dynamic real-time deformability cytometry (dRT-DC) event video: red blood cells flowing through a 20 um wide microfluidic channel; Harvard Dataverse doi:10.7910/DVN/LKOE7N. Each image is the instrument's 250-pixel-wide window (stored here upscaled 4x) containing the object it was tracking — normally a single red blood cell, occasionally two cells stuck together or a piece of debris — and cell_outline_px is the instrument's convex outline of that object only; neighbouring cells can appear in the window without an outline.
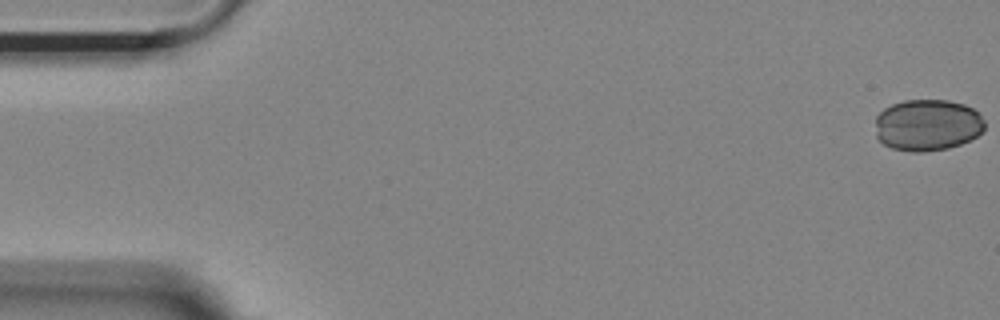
{"species": "Egyptian fruit bat (a non-hibernating species)", "species_latin": "Rousettus aegyptiacus", "temperature_condition": "room temperature", "stored_images_in_passage": 55, "camera_frame_rate_fps": 3000, "um_per_image_px": 0.085, "animal": {"sex": "female"}, "frame": {"image": 1, "passage_image": 1, "time_ms": 0.0, "image_size_px": [1000, 320], "cell_outline_px": [[984, 128], [976, 136], [960, 144], [948, 148], [924, 152], [912, 152], [892, 148], [884, 144], [876, 136], [876, 116], [884, 108], [892, 104], [904, 100], [948, 100], [964, 104], [972, 108], [984, 120]], "centroid_in_image_um": [78.81, 10.62], "position_along_channel_um": 6.2, "area_um2": 32.83}}
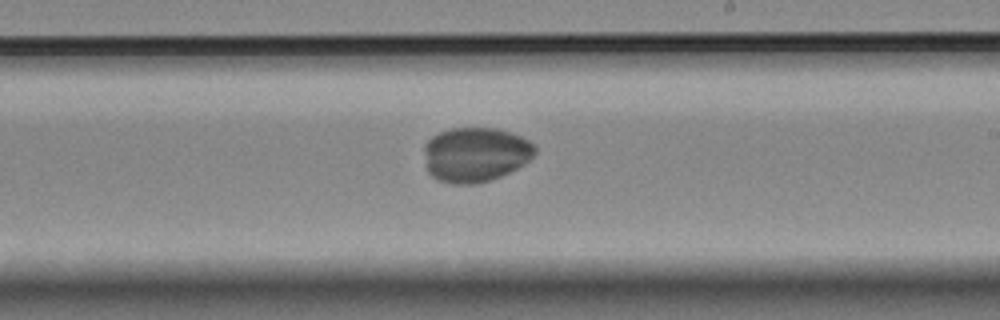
{"frame": {"image": 2, "passage_image": 32, "time_ms": 10.333, "image_size_px": [1000, 320], "cell_outline_px": [[536, 152], [524, 164], [500, 176], [476, 184], [452, 184], [440, 180], [432, 176], [428, 172], [424, 152], [424, 144], [432, 136], [440, 132], [452, 128], [496, 128], [512, 132], [528, 140], [536, 148]], "centroid_in_image_um": [40.39, 13.12], "position_along_channel_um": 248.6, "area_um2": 35.2}}
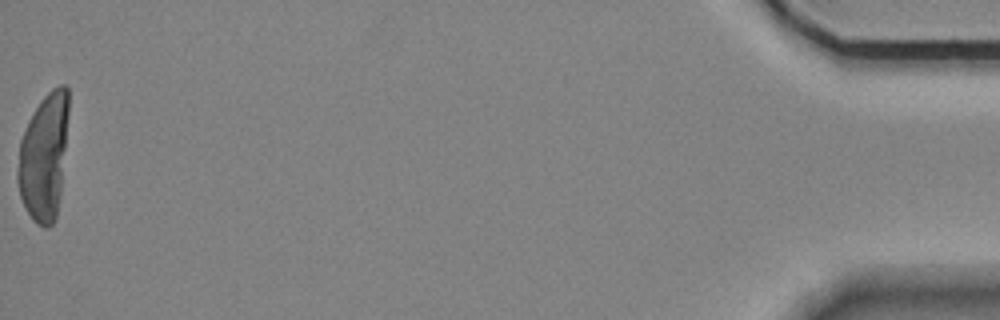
{"frame": {"image": 3, "passage_image": 55, "time_ms": 18.0, "image_size_px": [1000, 320], "cell_outline_px": [[68, 112], [60, 196], [56, 220], [48, 228], [44, 228], [36, 224], [32, 220], [20, 196], [16, 180], [16, 172], [20, 140], [28, 120], [40, 100], [52, 88], [60, 84], [64, 84], [68, 88]], "centroid_in_image_um": [3.71, 13.34], "position_along_channel_um": 431.5, "area_um2": 37.8}}